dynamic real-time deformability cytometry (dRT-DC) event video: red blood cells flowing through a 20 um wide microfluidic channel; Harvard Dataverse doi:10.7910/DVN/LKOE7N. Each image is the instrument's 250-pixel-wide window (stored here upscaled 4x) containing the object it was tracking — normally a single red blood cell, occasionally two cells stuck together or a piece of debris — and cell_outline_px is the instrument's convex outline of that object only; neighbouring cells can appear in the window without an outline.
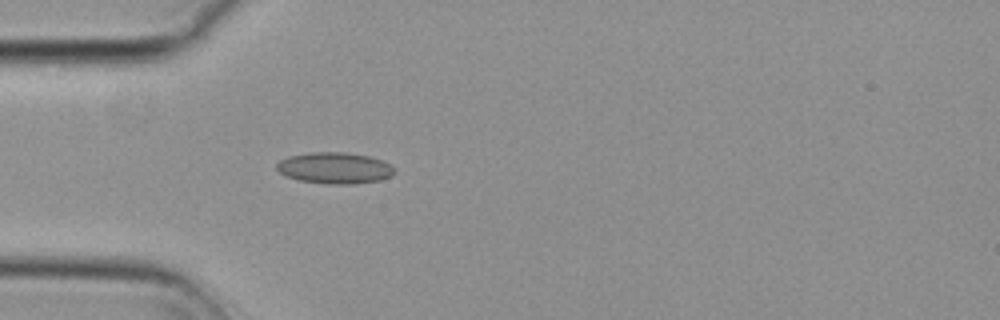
{"species": "common noctule bat (a hibernating species)", "species_latin": "Nyctalus noctula", "temperature_condition": "cold", "stored_images_in_passage": 50, "camera_frame_rate_fps": 3000, "um_per_image_px": 0.085, "animal": {"sex": "female", "body_mass_g": 29.2, "forearm_length_mm": 56.3}, "frame": {"image": 1, "passage_image": 11, "time_ms": 3.333, "image_size_px": [1000, 320], "cell_outline_px": [[396, 172], [392, 176], [380, 180], [352, 184], [328, 184], [300, 180], [288, 176], [280, 172], [276, 168], [276, 164], [280, 160], [288, 156], [312, 152], [344, 152], [368, 156], [380, 160], [388, 164]], "centroid_in_image_um": [28.44, 14.28], "position_along_channel_um": 56.6, "area_um2": 21.27}}
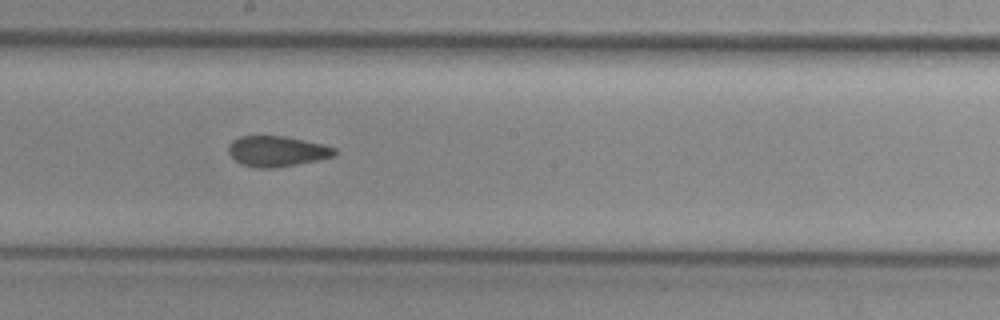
{"frame": {"image": 2, "passage_image": 25, "time_ms": 8.0, "image_size_px": [1000, 320], "cell_outline_px": [[336, 156], [276, 168], [256, 168], [240, 164], [228, 152], [228, 148], [232, 140], [240, 136], [284, 136], [320, 144], [336, 148]], "centroid_in_image_um": [23.51, 12.86], "position_along_channel_um": 224.7, "area_um2": 18.73}}
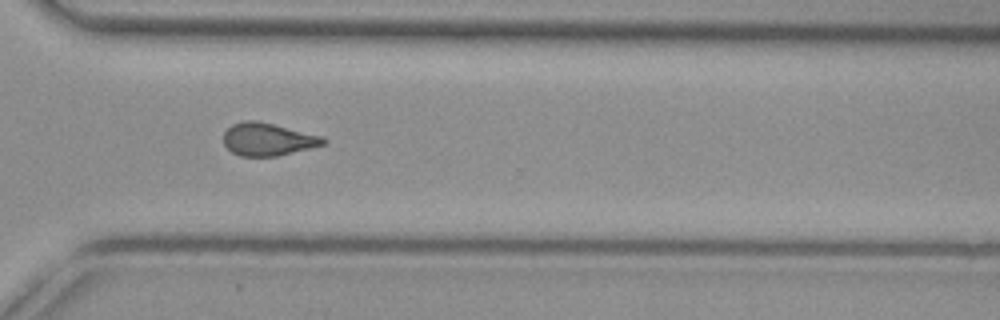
{"frame": {"image": 3, "passage_image": 35, "time_ms": 11.333, "image_size_px": [1000, 320], "cell_outline_px": [[328, 140], [324, 144], [276, 156], [240, 156], [232, 152], [224, 144], [224, 132], [232, 124], [244, 120], [256, 120], [324, 136]], "centroid_in_image_um": [22.76, 11.83], "position_along_channel_um": 347.8, "area_um2": 18.9}, "authors_computed_cell_mechanics": {"area_um2": 19.0162, "velocity_mm_per_s": 3.6996, "shape_relaxation_time_tau1_ms": null, "shape_relaxation_time_tau2_ms": 3.8275, "deformation_change_tau1": null, "deformation_change_tau2": 0.0871}}